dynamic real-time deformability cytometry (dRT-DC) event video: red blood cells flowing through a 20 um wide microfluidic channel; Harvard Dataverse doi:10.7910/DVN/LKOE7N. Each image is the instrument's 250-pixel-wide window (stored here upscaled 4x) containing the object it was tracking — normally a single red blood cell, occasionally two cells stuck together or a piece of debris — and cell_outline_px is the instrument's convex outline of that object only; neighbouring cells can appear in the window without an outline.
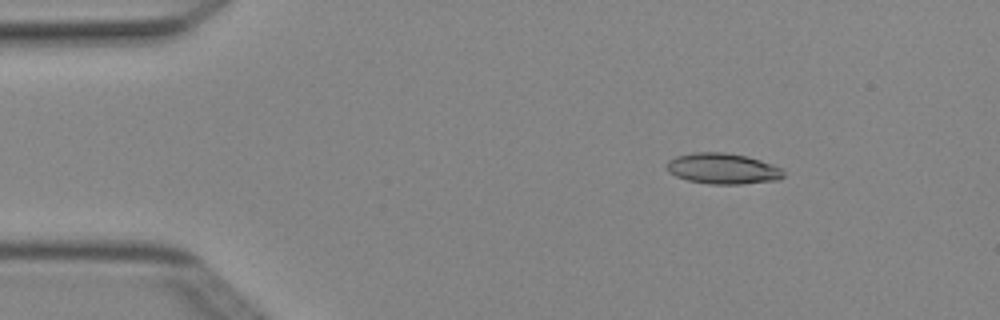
{"species": "Egyptian fruit bat (a non-hibernating species)", "species_latin": "Rousettus aegyptiacus", "temperature_condition": "cold", "stored_images_in_passage": 3, "camera_frame_rate_fps": 3000, "um_per_image_px": 0.085, "animal": {"sex": "female"}, "frame": {"image": 1, "passage_image": 1, "time_ms": 0.0, "image_size_px": [1000, 320], "cell_outline_px": [[784, 176], [780, 180], [744, 184], [708, 184], [688, 180], [676, 176], [668, 172], [664, 168], [668, 160], [676, 156], [692, 152], [724, 152], [748, 156], [784, 168]], "centroid_in_image_um": [61.44, 14.33], "position_along_channel_um": 23.6, "area_um2": 21.39}}
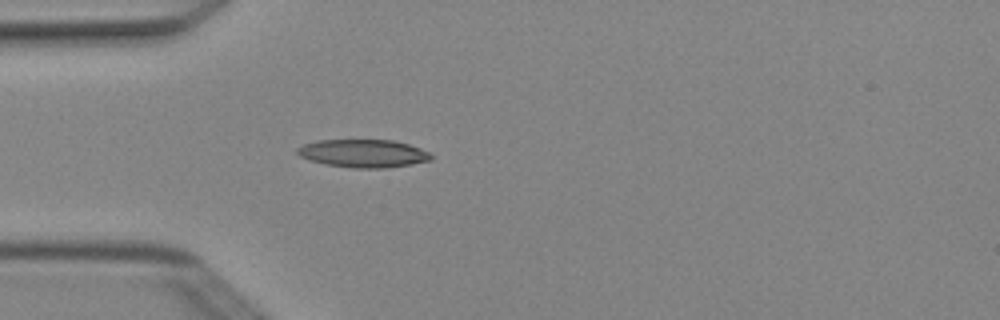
{"frame": {"image": 2, "passage_image": 3, "time_ms": 0.667, "image_size_px": [1000, 320], "cell_outline_px": [[432, 160], [412, 164], [384, 168], [356, 168], [328, 164], [312, 160], [300, 156], [296, 152], [296, 148], [304, 144], [316, 140], [392, 140], [408, 144], [420, 148], [428, 152], [432, 156]], "centroid_in_image_um": [30.89, 13.03], "position_along_channel_um": 54.1, "area_um2": 21.62}}